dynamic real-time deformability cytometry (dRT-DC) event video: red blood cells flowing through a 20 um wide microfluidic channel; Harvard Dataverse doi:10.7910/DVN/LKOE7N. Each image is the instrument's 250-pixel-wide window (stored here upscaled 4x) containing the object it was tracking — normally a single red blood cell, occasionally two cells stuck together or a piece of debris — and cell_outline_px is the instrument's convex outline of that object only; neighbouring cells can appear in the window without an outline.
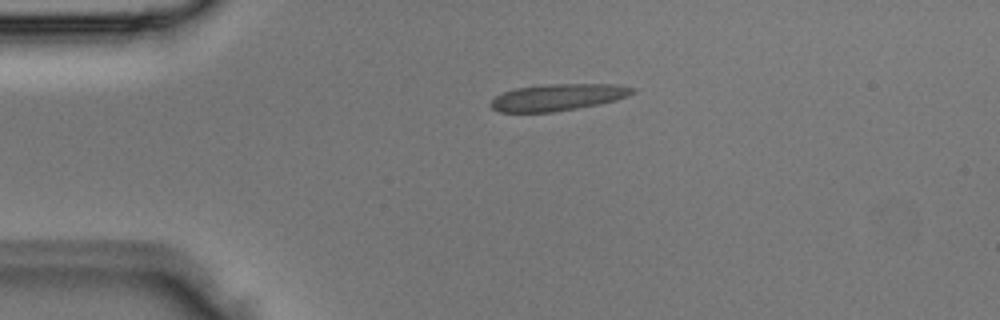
{"species": "Egyptian fruit bat (a non-hibernating species)", "species_latin": "Rousettus aegyptiacus", "temperature_condition": "room temperature", "stored_images_in_passage": 2, "camera_frame_rate_fps": 3000, "um_per_image_px": 0.085, "animal": {"sex": "male"}, "frame": {"image": 1, "passage_image": 1, "time_ms": 0.0, "image_size_px": [1000, 320], "cell_outline_px": [[636, 92], [628, 96], [616, 100], [576, 108], [552, 112], [500, 112], [492, 108], [492, 100], [496, 96], [504, 92], [516, 88], [548, 84], [612, 84], [636, 88]], "centroid_in_image_um": [47.44, 8.26], "position_along_channel_um": 37.6, "area_um2": 21.79}}